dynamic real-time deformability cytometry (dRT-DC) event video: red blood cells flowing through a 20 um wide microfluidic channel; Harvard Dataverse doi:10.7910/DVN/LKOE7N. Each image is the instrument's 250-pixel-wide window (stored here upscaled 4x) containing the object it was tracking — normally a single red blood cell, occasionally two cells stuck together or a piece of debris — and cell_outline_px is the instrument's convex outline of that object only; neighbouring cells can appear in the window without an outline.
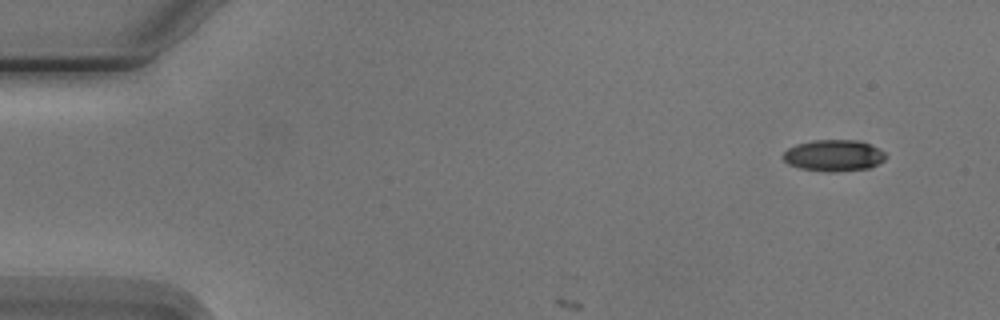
{"species": "Egyptian fruit bat (a non-hibernating species)", "species_latin": "Rousettus aegyptiacus", "temperature_condition": "cold", "stored_images_in_passage": 4, "camera_frame_rate_fps": 3000, "um_per_image_px": 0.085, "animal": {"sex": "male"}, "frame": {"image": 1, "passage_image": 1, "time_ms": 0.0, "image_size_px": [1000, 320], "cell_outline_px": [[888, 156], [884, 160], [868, 168], [836, 172], [824, 172], [800, 168], [788, 164], [780, 156], [788, 148], [796, 144], [812, 140], [860, 140], [880, 148]], "centroid_in_image_um": [70.86, 13.21], "position_along_channel_um": 14.1, "area_um2": 19.07}}